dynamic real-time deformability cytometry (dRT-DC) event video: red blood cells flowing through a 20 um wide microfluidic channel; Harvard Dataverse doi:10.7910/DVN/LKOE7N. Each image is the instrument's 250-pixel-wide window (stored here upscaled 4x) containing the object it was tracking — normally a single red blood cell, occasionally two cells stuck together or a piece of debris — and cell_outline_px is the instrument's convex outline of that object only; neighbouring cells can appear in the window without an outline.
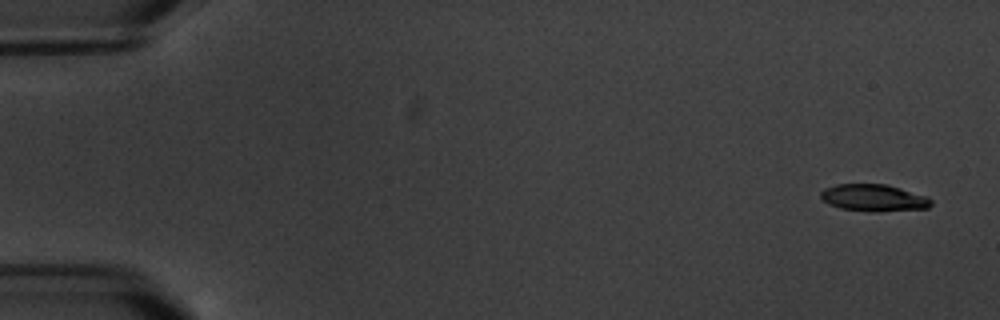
{"species": "common noctule bat (a hibernating species)", "species_latin": "Nyctalus noctula", "temperature_condition": "warm", "stored_images_in_passage": 4, "camera_frame_rate_fps": 3000, "um_per_image_px": 0.085, "animal": {"sex": "male", "body_mass_g": 20.1, "forearm_length_mm": 53.5}, "frame": {"image": 1, "passage_image": 1, "time_ms": 0.0, "image_size_px": [1000, 320], "cell_outline_px": [[932, 204], [928, 208], [876, 212], [840, 208], [828, 204], [820, 196], [820, 192], [824, 188], [836, 184], [888, 184], [928, 196], [932, 200]], "centroid_in_image_um": [74.29, 16.81], "position_along_channel_um": 10.7, "area_um2": 17.51}}
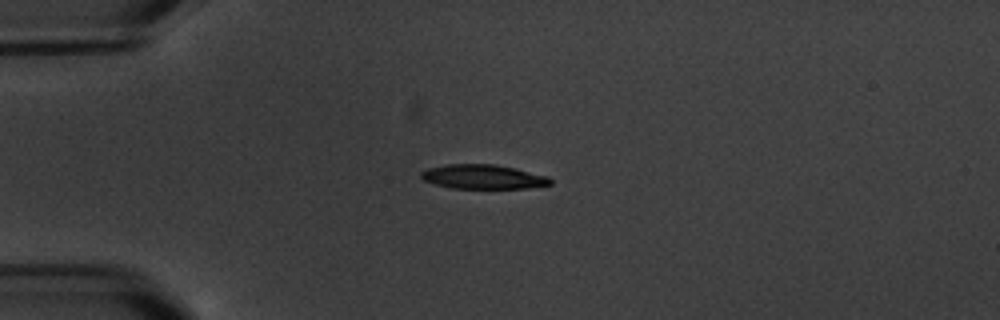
{"frame": {"image": 2, "passage_image": 4, "time_ms": 4.333, "image_size_px": [1000, 320], "cell_outline_px": [[552, 184], [528, 188], [452, 188], [436, 184], [424, 180], [420, 176], [420, 172], [428, 168], [448, 164], [492, 164], [516, 168], [548, 176], [552, 180]], "centroid_in_image_um": [41.08, 15.02], "position_along_channel_um": 43.9, "area_um2": 18.26}}